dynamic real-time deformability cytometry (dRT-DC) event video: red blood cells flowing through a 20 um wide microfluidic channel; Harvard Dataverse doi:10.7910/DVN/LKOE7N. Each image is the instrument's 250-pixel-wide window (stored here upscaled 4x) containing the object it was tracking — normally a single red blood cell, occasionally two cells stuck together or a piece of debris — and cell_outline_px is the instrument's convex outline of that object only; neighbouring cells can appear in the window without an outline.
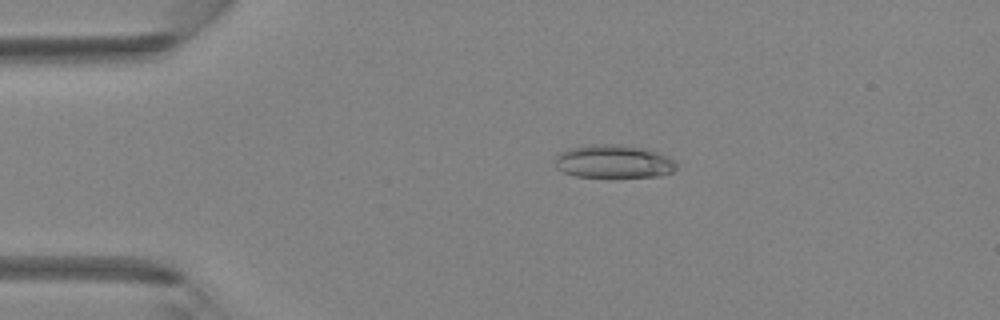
{"species": "Egyptian fruit bat (a non-hibernating species)", "species_latin": "Rousettus aegyptiacus", "temperature_condition": "room temperature", "stored_images_in_passage": 40, "camera_frame_rate_fps": 3000, "um_per_image_px": 0.085, "animal": {"sex": "female"}, "frame": {"image": 1, "passage_image": 5, "time_ms": 1.333, "image_size_px": [1000, 320], "cell_outline_px": [[676, 168], [672, 172], [660, 176], [612, 180], [576, 176], [564, 172], [556, 168], [556, 156], [560, 152], [568, 148], [604, 144], [620, 144], [644, 148], [656, 152], [672, 160], [676, 164]], "centroid_in_image_um": [52.15, 13.79], "position_along_channel_um": 32.9, "area_um2": 24.16}}
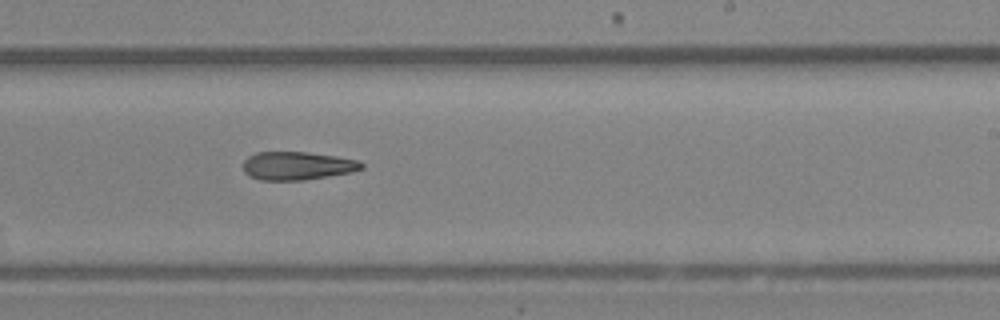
{"frame": {"image": 2, "passage_image": 23, "time_ms": 7.333, "image_size_px": [1000, 320], "cell_outline_px": [[364, 168], [352, 172], [304, 180], [260, 180], [248, 176], [244, 172], [244, 160], [248, 156], [256, 152], [308, 152], [336, 156], [360, 160], [364, 164]], "centroid_in_image_um": [25.28, 14.09], "position_along_channel_um": 263.7, "area_um2": 19.65}}
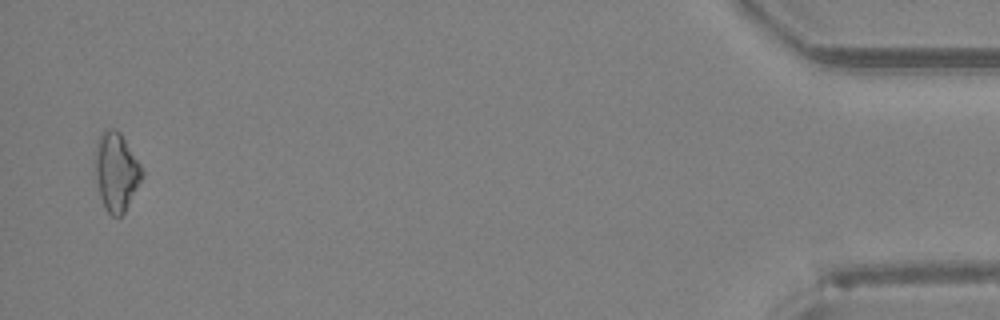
{"frame": {"image": 3, "passage_image": 39, "time_ms": 12.667, "image_size_px": [1000, 320], "cell_outline_px": [[144, 176], [124, 212], [120, 216], [112, 216], [104, 208], [100, 196], [96, 180], [96, 144], [100, 136], [108, 128], [116, 128], [120, 132], [140, 164], [144, 172]], "centroid_in_image_um": [9.9, 14.61], "position_along_channel_um": 425.3, "area_um2": 21.15}}